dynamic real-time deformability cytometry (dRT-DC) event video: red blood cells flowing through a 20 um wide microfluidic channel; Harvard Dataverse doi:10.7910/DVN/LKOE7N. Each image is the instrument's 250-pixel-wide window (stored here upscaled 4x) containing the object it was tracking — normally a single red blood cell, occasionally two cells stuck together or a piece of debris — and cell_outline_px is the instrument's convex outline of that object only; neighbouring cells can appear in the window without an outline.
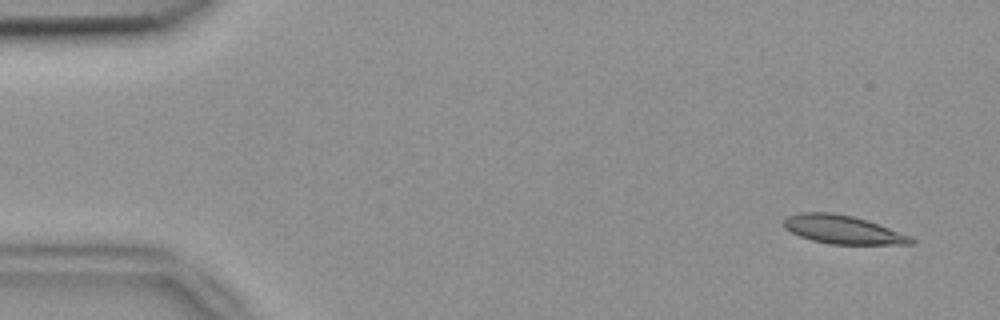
{"species": "common noctule bat (a hibernating species)", "species_latin": "Nyctalus noctula", "temperature_condition": "room temperature", "stored_images_in_passage": 50, "camera_frame_rate_fps": 3000, "um_per_image_px": 0.085, "animal": {"sex": "female", "body_mass_g": 18.4}, "frame": {"image": 1, "passage_image": 1, "time_ms": 0.0, "image_size_px": [1000, 320], "cell_outline_px": [[916, 240], [912, 244], [828, 244], [812, 240], [800, 236], [784, 228], [784, 220], [788, 216], [800, 212], [832, 212], [852, 216], [888, 228], [908, 236]], "centroid_in_image_um": [71.58, 19.52], "position_along_channel_um": 13.4, "area_um2": 20.69}}
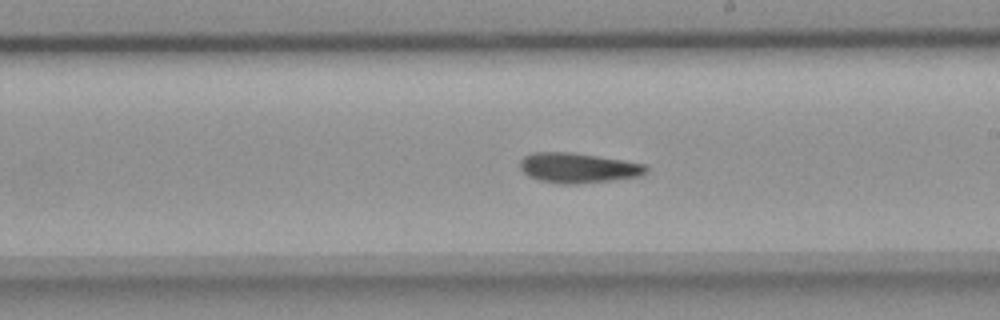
{"frame": {"image": 2, "passage_image": 28, "time_ms": 9.0, "image_size_px": [1000, 320], "cell_outline_px": [[648, 172], [640, 176], [612, 180], [576, 184], [560, 184], [540, 180], [528, 176], [520, 168], [520, 160], [524, 156], [532, 152], [572, 152], [624, 160], [648, 164]], "centroid_in_image_um": [49.16, 14.26], "position_along_channel_um": 239.8, "area_um2": 22.25}}
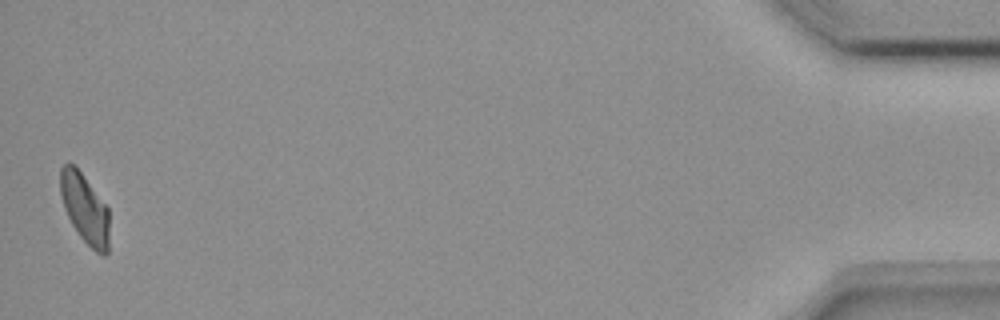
{"frame": {"image": 3, "passage_image": 50, "time_ms": 16.333, "image_size_px": [1000, 320], "cell_outline_px": [[108, 252], [104, 256], [100, 256], [80, 236], [72, 224], [64, 208], [60, 196], [60, 168], [68, 160], [80, 172], [108, 208]], "centroid_in_image_um": [7.19, 17.73], "position_along_channel_um": 428.0, "area_um2": 19.59}}